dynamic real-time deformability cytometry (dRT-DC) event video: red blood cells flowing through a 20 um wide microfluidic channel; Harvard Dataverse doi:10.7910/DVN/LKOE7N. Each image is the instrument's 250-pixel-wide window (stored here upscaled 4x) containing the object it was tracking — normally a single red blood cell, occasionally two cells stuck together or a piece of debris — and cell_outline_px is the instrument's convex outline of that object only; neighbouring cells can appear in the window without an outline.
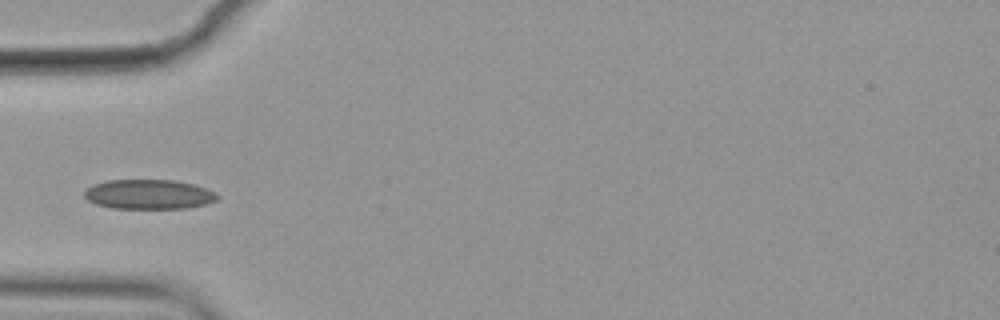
{"species": "common noctule bat (a hibernating species)", "species_latin": "Nyctalus noctula", "temperature_condition": "cold", "stored_images_in_passage": 15, "camera_frame_rate_fps": 3000, "um_per_image_px": 0.085, "animal": {"sex": "female", "body_mass_g": 19.9}, "frame": {"image": 1, "passage_image": 5, "time_ms": 1.333, "image_size_px": [1000, 320], "cell_outline_px": [[220, 196], [216, 200], [208, 204], [188, 208], [112, 208], [96, 204], [88, 200], [84, 196], [84, 192], [92, 184], [104, 180], [176, 180], [192, 184], [216, 192]], "centroid_in_image_um": [12.65, 16.51], "position_along_channel_um": 72.3, "area_um2": 23.06}}
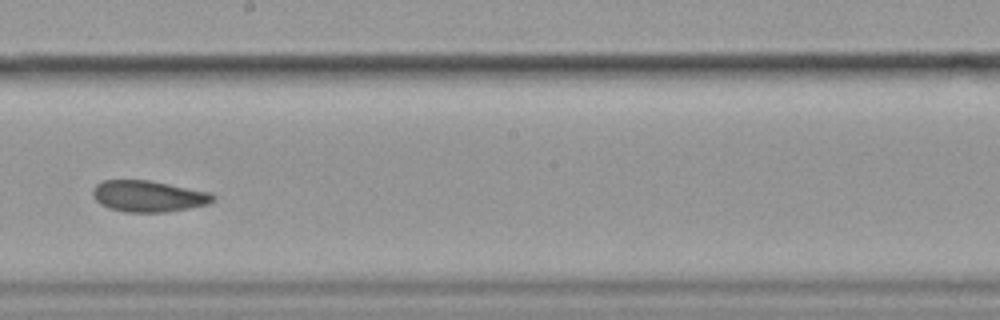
{"frame": {"image": 2, "passage_image": 9, "time_ms": 2.667, "image_size_px": [1000, 320], "cell_outline_px": [[216, 200], [208, 204], [188, 208], [164, 212], [124, 212], [108, 208], [100, 204], [92, 196], [92, 188], [96, 184], [104, 180], [148, 180], [212, 192], [216, 196]], "centroid_in_image_um": [12.62, 16.67], "position_along_channel_um": 235.6, "area_um2": 22.14}}
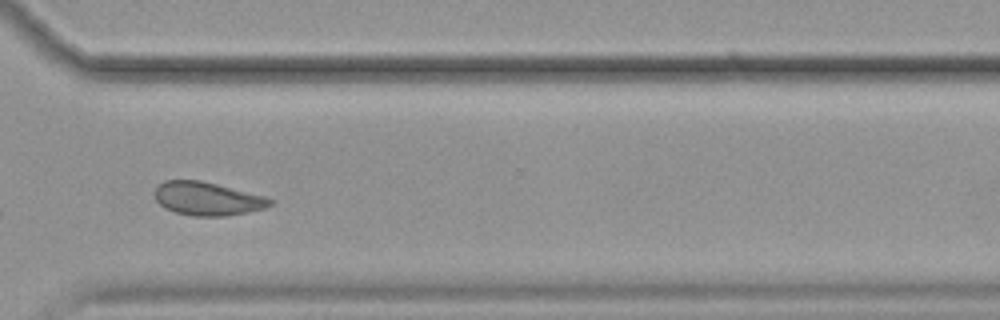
{"frame": {"image": 3, "passage_image": 12, "time_ms": 3.667, "image_size_px": [1000, 320], "cell_outline_px": [[272, 204], [264, 208], [248, 212], [224, 216], [192, 216], [176, 212], [164, 208], [156, 200], [156, 188], [164, 180], [200, 180], [268, 196], [272, 200]], "centroid_in_image_um": [17.66, 16.89], "position_along_channel_um": 352.9, "area_um2": 22.43}}